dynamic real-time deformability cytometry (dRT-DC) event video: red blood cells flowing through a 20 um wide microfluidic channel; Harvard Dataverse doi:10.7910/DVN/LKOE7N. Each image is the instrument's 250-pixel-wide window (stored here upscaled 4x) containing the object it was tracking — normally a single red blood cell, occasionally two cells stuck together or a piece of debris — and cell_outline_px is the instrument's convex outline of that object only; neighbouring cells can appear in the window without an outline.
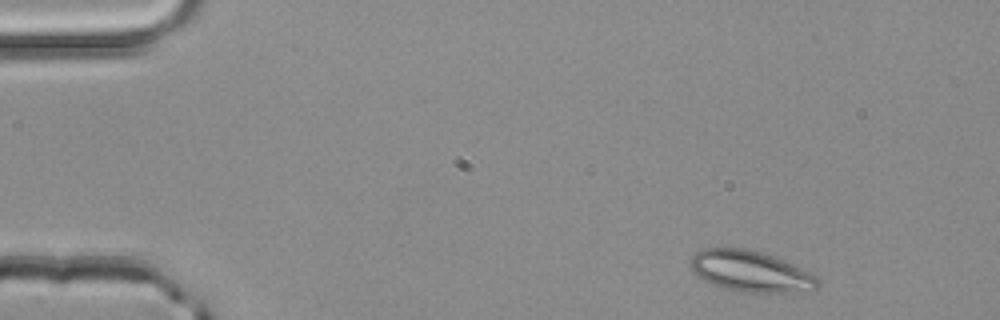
{"species": "common noctule bat (a hibernating species)", "species_latin": "Nyctalus noctula", "temperature_condition": "room temperature", "stored_images_in_passage": 6, "camera_frame_rate_fps": 3000, "um_per_image_px": 0.085, "animal": {"sex": "male", "body_mass_g": 20.4}, "frame": {"image": 1, "passage_image": 1, "time_ms": 0.0, "image_size_px": [1000, 320], "cell_outline_px": [[820, 284], [816, 288], [788, 292], [744, 292], [724, 288], [712, 284], [704, 280], [692, 272], [692, 256], [696, 252], [704, 248], [744, 248], [764, 252], [784, 260], [816, 276], [820, 280]], "centroid_in_image_um": [63.79, 23.05], "position_along_channel_um": 21.2, "area_um2": 30.11}}